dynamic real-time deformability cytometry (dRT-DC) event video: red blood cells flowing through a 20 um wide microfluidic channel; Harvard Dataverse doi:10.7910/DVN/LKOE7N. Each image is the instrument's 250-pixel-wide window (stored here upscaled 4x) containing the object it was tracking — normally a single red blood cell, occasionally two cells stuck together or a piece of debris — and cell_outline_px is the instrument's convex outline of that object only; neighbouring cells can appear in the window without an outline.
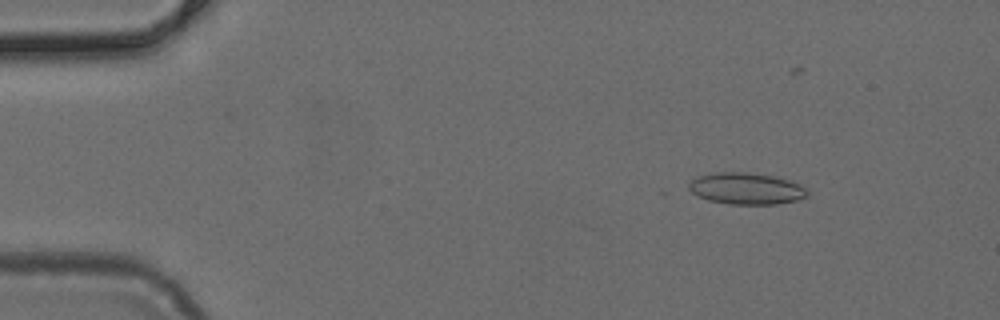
{"species": "common noctule bat (a hibernating species)", "species_latin": "Nyctalus noctula", "temperature_condition": "cold", "stored_images_in_passage": 31, "camera_frame_rate_fps": 3000, "um_per_image_px": 0.085, "animal": {"sex": "female", "body_mass_g": 24.6, "forearm_length_mm": 56.2}, "frame": {"image": 1, "passage_image": 7, "time_ms": 2.0, "image_size_px": [1000, 320], "cell_outline_px": [[808, 196], [796, 200], [776, 204], [728, 204], [708, 200], [696, 196], [688, 188], [688, 184], [692, 180], [700, 176], [716, 172], [748, 172], [772, 176], [788, 180], [804, 188], [808, 192]], "centroid_in_image_um": [63.39, 16.03], "position_along_channel_um": 21.6, "area_um2": 21.62}}
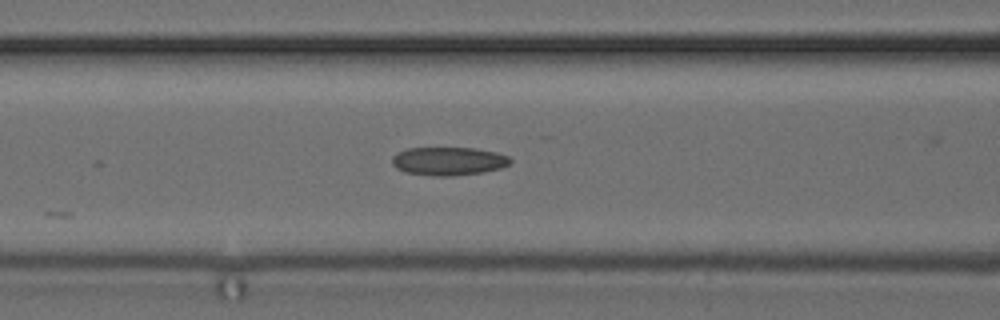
{"frame": {"image": 2, "passage_image": 21, "time_ms": 6.667, "image_size_px": [1000, 320], "cell_outline_px": [[512, 160], [508, 164], [500, 168], [484, 172], [452, 176], [432, 176], [404, 172], [396, 168], [392, 164], [392, 156], [396, 152], [408, 148], [472, 148], [496, 152], [508, 156]], "centroid_in_image_um": [38.08, 13.7], "position_along_channel_um": 128.5, "area_um2": 19.59}}
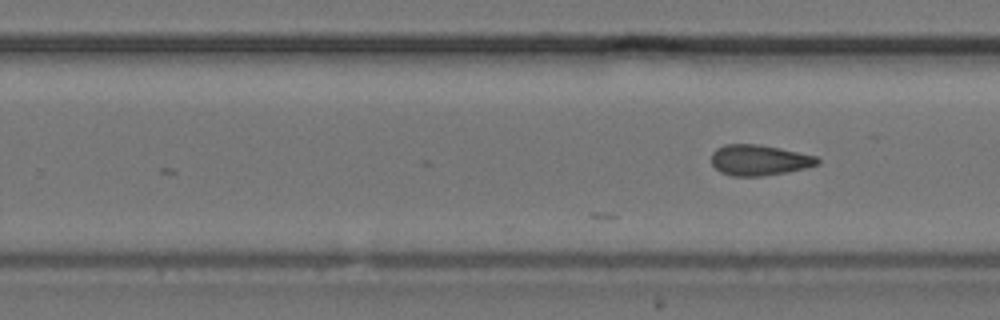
{"frame": {"image": 3, "passage_image": 31, "time_ms": 10.0, "image_size_px": [1000, 320], "cell_outline_px": [[820, 164], [788, 172], [764, 176], [732, 176], [720, 172], [712, 164], [712, 152], [716, 148], [724, 144], [760, 144], [780, 148], [816, 156], [820, 160]], "centroid_in_image_um": [64.53, 13.61], "position_along_channel_um": 265.3, "area_um2": 19.07}}